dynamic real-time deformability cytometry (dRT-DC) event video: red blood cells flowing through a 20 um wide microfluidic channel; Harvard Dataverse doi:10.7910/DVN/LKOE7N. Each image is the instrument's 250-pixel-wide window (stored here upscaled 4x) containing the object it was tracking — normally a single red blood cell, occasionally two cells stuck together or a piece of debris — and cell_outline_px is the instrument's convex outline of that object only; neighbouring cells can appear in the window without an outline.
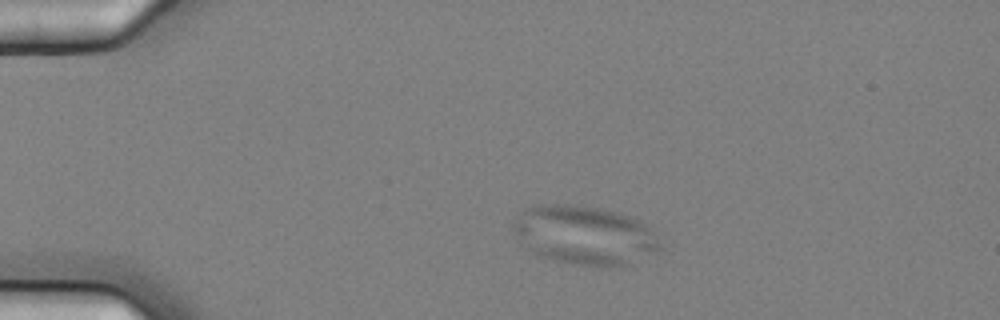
{"species": "common noctule bat (a hibernating species)", "species_latin": "Nyctalus noctula", "temperature_condition": "cold", "stored_images_in_passage": 7, "camera_frame_rate_fps": 3000, "um_per_image_px": 0.085, "animal": {"sex": "female", "body_mass_g": 25.1}, "frame": {"image": 1, "passage_image": 2, "time_ms": 0.333, "image_size_px": [1000, 320], "cell_outline_px": [[664, 248], [660, 252], [620, 268], [604, 268], [572, 264], [556, 260], [532, 252], [516, 240], [512, 232], [512, 220], [524, 208], [536, 204], [568, 204], [596, 208], [616, 212], [640, 220], [652, 232]], "centroid_in_image_um": [49.67, 20.01], "position_along_channel_um": 35.3, "area_um2": 51.33}}
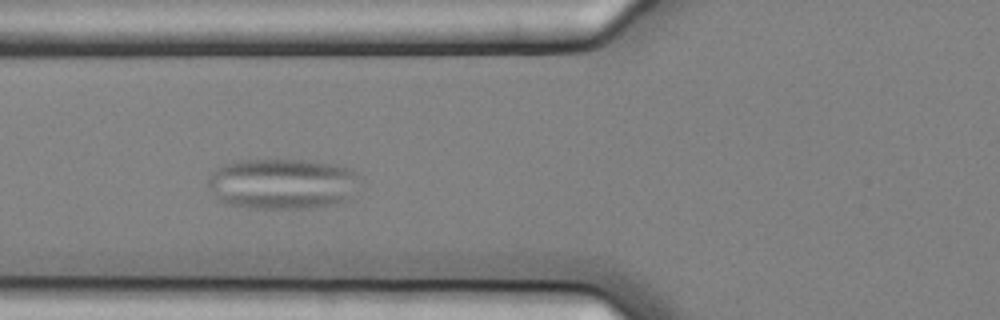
{"frame": {"image": 2, "passage_image": 5, "time_ms": 1.333, "image_size_px": [1000, 320], "cell_outline_px": [[356, 172], [348, 200], [332, 204], [308, 208], [256, 208], [228, 204], [220, 200], [208, 188], [208, 180], [212, 172], [216, 168], [224, 164], [236, 160], [304, 160], [332, 164], [352, 168]], "centroid_in_image_um": [23.91, 15.61], "position_along_channel_um": 101.9, "area_um2": 44.22}}